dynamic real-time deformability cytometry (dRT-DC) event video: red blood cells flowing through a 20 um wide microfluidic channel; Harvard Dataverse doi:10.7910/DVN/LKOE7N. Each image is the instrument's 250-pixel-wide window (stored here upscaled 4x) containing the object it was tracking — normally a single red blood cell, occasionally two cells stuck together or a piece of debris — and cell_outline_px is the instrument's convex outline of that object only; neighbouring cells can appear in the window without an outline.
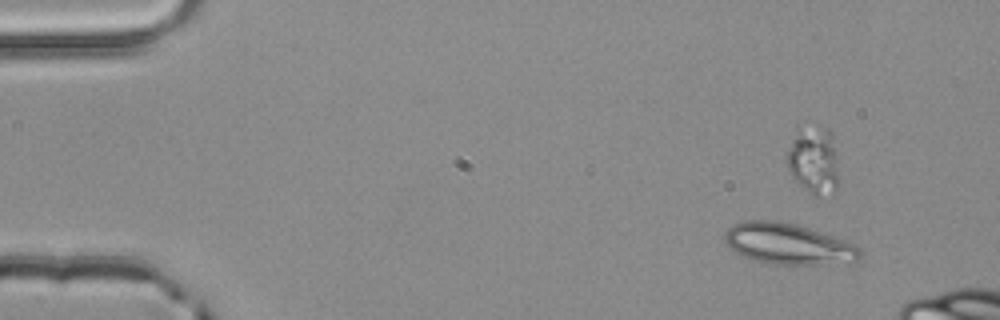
{"species": "common noctule bat (a hibernating species)", "species_latin": "Nyctalus noctula", "temperature_condition": "room temperature", "stored_images_in_passage": 3, "camera_frame_rate_fps": 3000, "um_per_image_px": 0.085, "animal": {"sex": "male", "body_mass_g": 20.4}, "frame": {"image": 1, "passage_image": 1, "time_ms": 0.0, "image_size_px": [1000, 320], "cell_outline_px": [[864, 252], [860, 260], [812, 264], [772, 264], [752, 260], [736, 252], [724, 244], [724, 232], [732, 224], [744, 220], [780, 220], [796, 224], [832, 236], [852, 244], [860, 248]], "centroid_in_image_um": [66.92, 20.71], "position_along_channel_um": 18.1, "area_um2": 32.25}}